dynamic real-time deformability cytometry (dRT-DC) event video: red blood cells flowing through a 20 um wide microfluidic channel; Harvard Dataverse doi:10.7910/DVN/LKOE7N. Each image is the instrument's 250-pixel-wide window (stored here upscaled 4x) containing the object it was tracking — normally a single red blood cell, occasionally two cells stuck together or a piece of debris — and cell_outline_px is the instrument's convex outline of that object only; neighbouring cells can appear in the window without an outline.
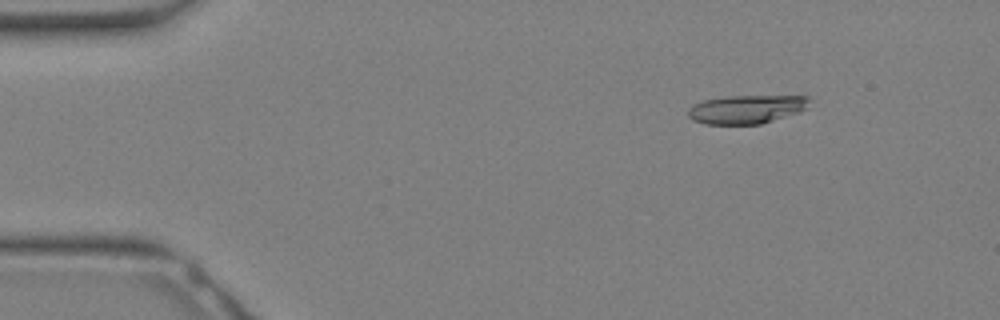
{"species": "Egyptian fruit bat (a non-hibernating species)", "species_latin": "Rousettus aegyptiacus", "temperature_condition": "warm", "stored_images_in_passage": 33, "camera_frame_rate_fps": 3000, "um_per_image_px": 0.085, "animal": {"sex": "female"}, "frame": {"image": 1, "passage_image": 5, "time_ms": 1.333, "image_size_px": [1000, 320], "cell_outline_px": [[808, 108], [800, 112], [760, 124], [704, 124], [692, 120], [688, 116], [688, 108], [692, 104], [704, 100], [724, 96], [808, 96]], "centroid_in_image_um": [63.41, 9.29], "position_along_channel_um": 21.6, "area_um2": 20.29}}
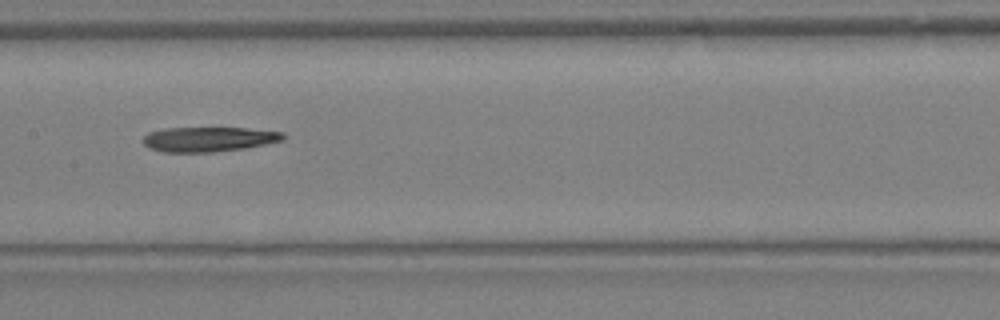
{"frame": {"image": 2, "passage_image": 17, "time_ms": 5.333, "image_size_px": [1000, 320], "cell_outline_px": [[288, 136], [284, 140], [244, 148], [212, 152], [164, 152], [148, 148], [144, 144], [144, 136], [148, 132], [164, 128], [248, 128], [284, 132]], "centroid_in_image_um": [17.76, 11.83], "position_along_channel_um": 189.6, "area_um2": 20.29}}
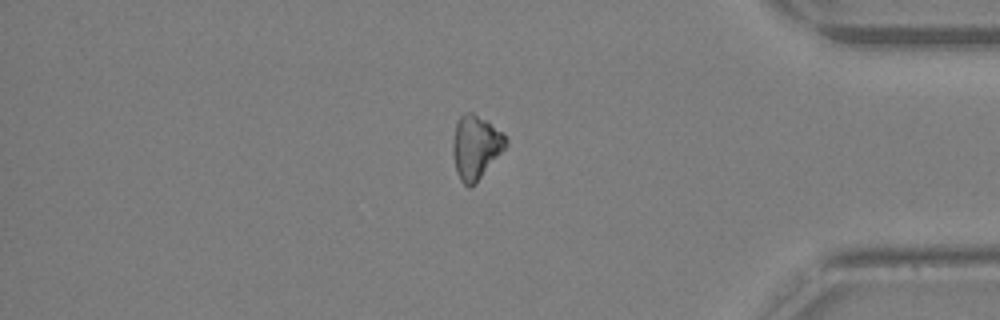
{"frame": {"image": 3, "passage_image": 28, "time_ms": 9.0, "image_size_px": [1000, 320], "cell_outline_px": [[508, 144], [480, 176], [468, 188], [460, 180], [456, 172], [452, 152], [452, 140], [456, 124], [460, 116], [464, 112], [472, 112], [504, 132], [508, 136]], "centroid_in_image_um": [40.42, 12.46], "position_along_channel_um": 394.8, "area_um2": 19.42}}